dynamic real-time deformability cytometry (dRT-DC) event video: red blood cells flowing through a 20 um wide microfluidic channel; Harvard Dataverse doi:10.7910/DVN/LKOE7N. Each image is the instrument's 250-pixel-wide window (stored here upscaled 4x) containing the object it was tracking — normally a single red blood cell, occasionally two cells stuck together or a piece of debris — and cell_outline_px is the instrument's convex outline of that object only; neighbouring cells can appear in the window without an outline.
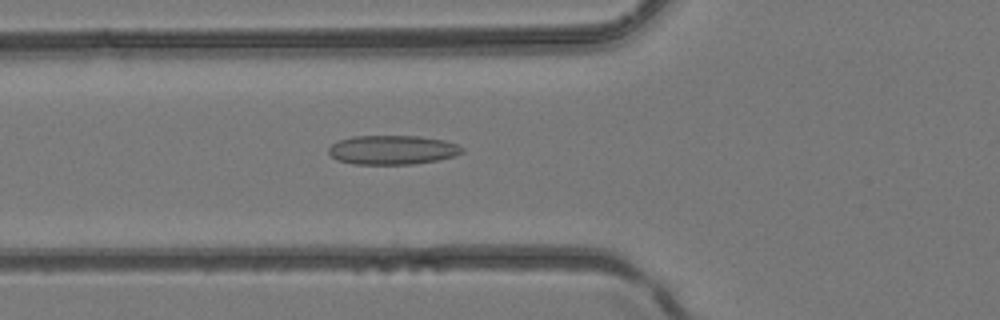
{"species": "common noctule bat (a hibernating species)", "species_latin": "Nyctalus noctula", "temperature_condition": "room temperature", "stored_images_in_passage": 29, "camera_frame_rate_fps": 3000, "um_per_image_px": 0.085, "animal": {"sex": "female", "body_mass_g": 24.6, "forearm_length_mm": 56.2}, "frame": {"image": 1, "passage_image": 8, "time_ms": 2.333, "image_size_px": [1000, 320], "cell_outline_px": [[464, 152], [456, 156], [436, 160], [412, 164], [352, 164], [336, 160], [328, 152], [328, 148], [332, 144], [340, 140], [352, 136], [420, 136], [444, 140], [456, 144], [464, 148]], "centroid_in_image_um": [33.36, 12.74], "position_along_channel_um": 92.4, "area_um2": 22.77}}
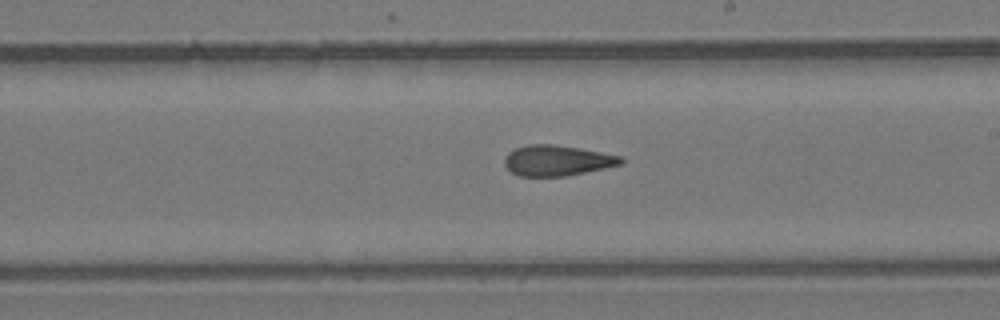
{"frame": {"image": 2, "passage_image": 17, "time_ms": 5.333, "image_size_px": [1000, 320], "cell_outline_px": [[624, 164], [564, 176], [520, 176], [512, 172], [504, 164], [504, 160], [508, 152], [516, 148], [528, 144], [552, 144], [580, 148], [620, 156], [624, 160]], "centroid_in_image_um": [47.35, 13.64], "position_along_channel_um": 241.7, "area_um2": 20.58}}
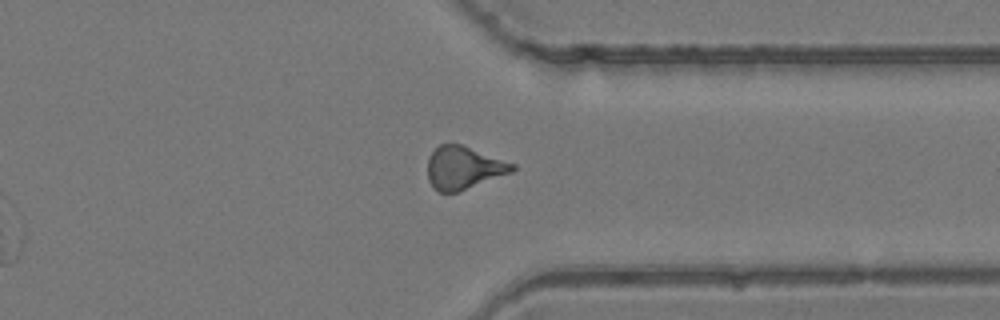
{"frame": {"image": 3, "passage_image": 25, "time_ms": 8.0, "image_size_px": [1000, 320], "cell_outline_px": [[516, 168], [512, 172], [456, 192], [440, 192], [428, 180], [428, 156], [440, 144], [460, 144], [516, 164]], "centroid_in_image_um": [39.41, 14.25], "position_along_channel_um": 372.0, "area_um2": 20.75}}